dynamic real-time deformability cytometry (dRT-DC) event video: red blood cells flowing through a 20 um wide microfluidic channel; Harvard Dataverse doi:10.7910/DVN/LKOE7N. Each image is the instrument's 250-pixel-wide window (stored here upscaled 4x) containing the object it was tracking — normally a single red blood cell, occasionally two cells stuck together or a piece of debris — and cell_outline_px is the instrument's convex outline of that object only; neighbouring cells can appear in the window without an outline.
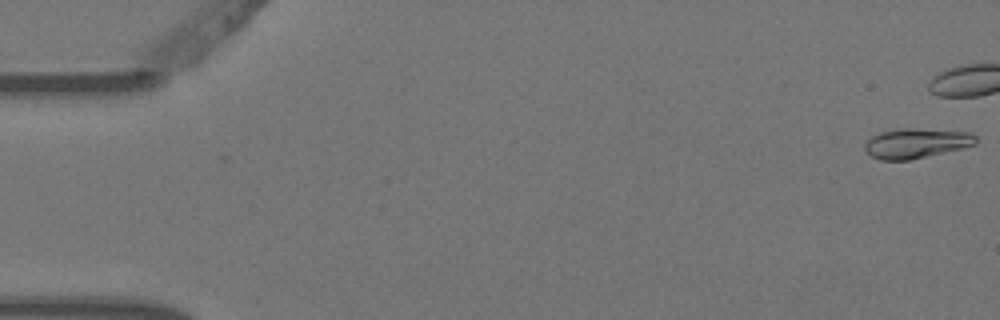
{"species": "Egyptian fruit bat (a non-hibernating species)", "species_latin": "Rousettus aegyptiacus", "temperature_condition": "warm", "stored_images_in_passage": 6, "camera_frame_rate_fps": 3000, "um_per_image_px": 0.085, "animal": {"sex": "female"}, "frame": {"image": 1, "passage_image": 1, "time_ms": 0.0, "image_size_px": [1000, 320], "cell_outline_px": [[976, 144], [964, 148], [908, 160], [880, 160], [872, 156], [864, 148], [864, 144], [872, 136], [880, 132], [904, 128], [912, 128], [972, 132], [976, 136]], "centroid_in_image_um": [77.9, 12.17], "position_along_channel_um": 7.1, "area_um2": 19.25}}
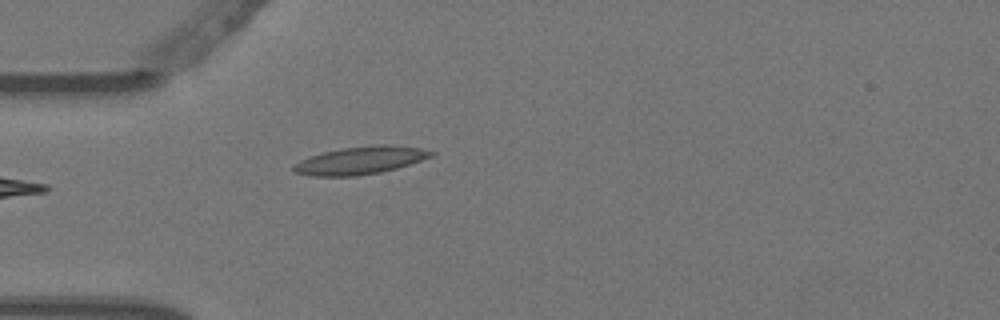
{"frame": {"image": 2, "passage_image": 6, "time_ms": 1.667, "image_size_px": [1000, 320], "cell_outline_px": [[436, 152], [432, 156], [396, 168], [380, 172], [356, 176], [312, 176], [292, 172], [292, 164], [308, 156], [324, 152], [344, 148], [380, 144], [388, 144], [420, 148]], "centroid_in_image_um": [30.57, 13.63], "position_along_channel_um": 54.4, "area_um2": 22.14}}